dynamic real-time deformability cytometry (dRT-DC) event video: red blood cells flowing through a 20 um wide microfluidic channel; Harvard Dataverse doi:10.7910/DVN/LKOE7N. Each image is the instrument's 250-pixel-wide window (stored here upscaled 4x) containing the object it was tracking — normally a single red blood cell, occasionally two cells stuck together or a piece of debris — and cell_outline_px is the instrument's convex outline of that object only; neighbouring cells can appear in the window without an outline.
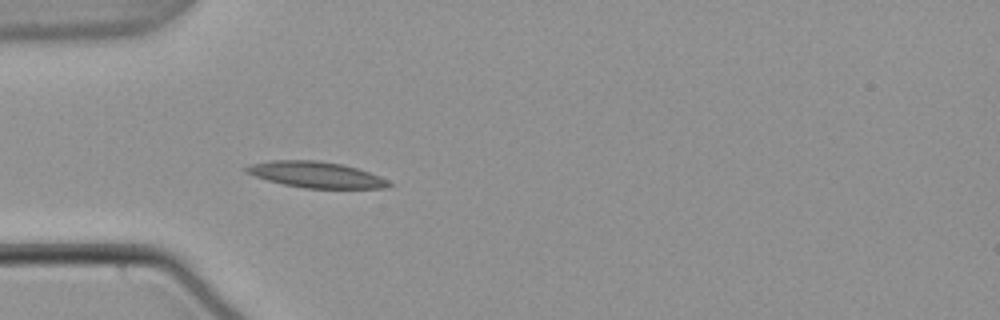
{"species": "common noctule bat (a hibernating species)", "species_latin": "Nyctalus noctula", "temperature_condition": "warm", "stored_images_in_passage": 33, "camera_frame_rate_fps": 3000, "um_per_image_px": 0.085, "animal": {"sex": "male", "body_mass_g": 21.5, "forearm_length_mm": 52.0}, "frame": {"image": 1, "passage_image": 1, "time_ms": 0.0, "image_size_px": [1000, 320], "cell_outline_px": [[396, 184], [388, 188], [304, 188], [284, 184], [268, 180], [244, 172], [244, 168], [252, 164], [272, 160], [316, 160], [340, 164], [356, 168], [380, 176]], "centroid_in_image_um": [26.9, 14.85], "position_along_channel_um": 58.1, "area_um2": 21.5}}
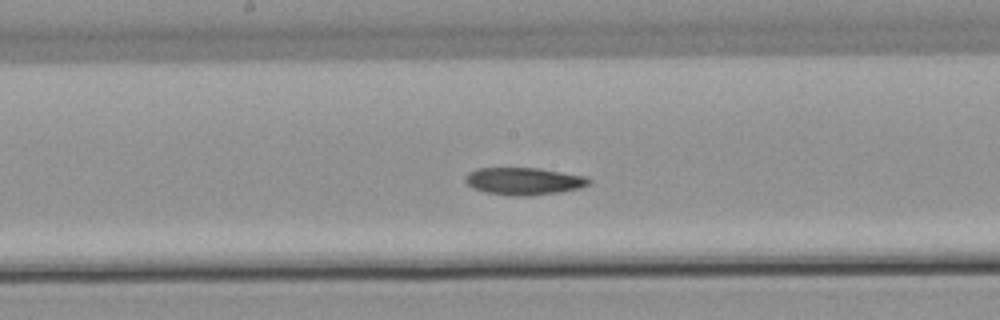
{"frame": {"image": 2, "passage_image": 13, "time_ms": 4.0, "image_size_px": [1000, 320], "cell_outline_px": [[592, 180], [588, 184], [580, 188], [560, 192], [532, 196], [512, 196], [484, 192], [472, 188], [464, 180], [464, 176], [468, 172], [480, 168], [536, 168], [588, 176]], "centroid_in_image_um": [44.52, 15.41], "position_along_channel_um": 203.7, "area_um2": 19.88}}
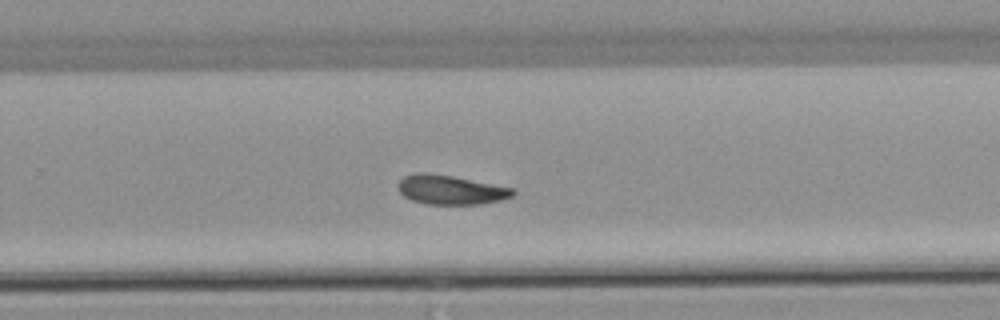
{"frame": {"image": 3, "passage_image": 20, "time_ms": 6.333, "image_size_px": [1000, 320], "cell_outline_px": [[516, 192], [512, 196], [500, 200], [480, 204], [428, 204], [412, 200], [404, 196], [400, 192], [396, 184], [404, 176], [416, 172], [428, 172], [452, 176], [512, 188]], "centroid_in_image_um": [38.25, 16.12], "position_along_channel_um": 291.5, "area_um2": 19.48}, "authors_computed_cell_mechanics": {"area_um2": 19.652, "velocity_mm_per_s": 3.7713, "shape_relaxation_time_tau1_ms": 7.0339, "shape_relaxation_time_tau2_ms": null, "deformation_change_tau1": 0.1686, "deformation_change_tau2": null}}